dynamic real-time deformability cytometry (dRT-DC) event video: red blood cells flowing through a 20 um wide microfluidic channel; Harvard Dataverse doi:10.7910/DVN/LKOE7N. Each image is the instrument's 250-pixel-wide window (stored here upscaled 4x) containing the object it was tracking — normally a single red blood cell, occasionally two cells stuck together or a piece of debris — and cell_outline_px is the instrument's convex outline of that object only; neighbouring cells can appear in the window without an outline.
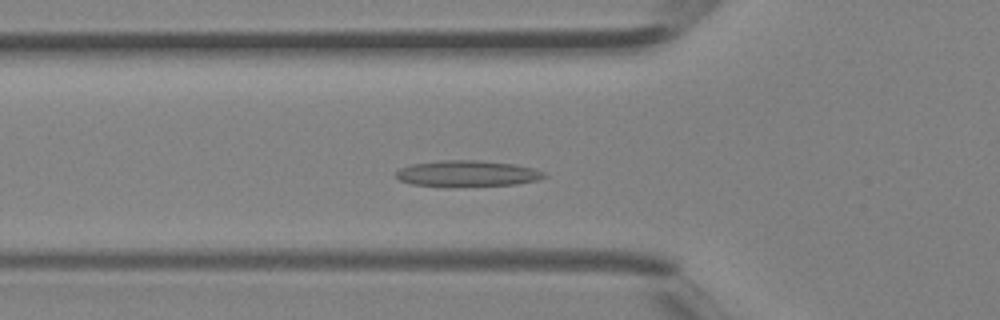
{"species": "Egyptian fruit bat (a non-hibernating species)", "species_latin": "Rousettus aegyptiacus", "temperature_condition": "room temperature", "stored_images_in_passage": 38, "camera_frame_rate_fps": 3000, "um_per_image_px": 0.085, "animal": {"sex": "female"}, "frame": {"image": 1, "passage_image": 11, "time_ms": 3.333, "image_size_px": [1000, 320], "cell_outline_px": [[548, 176], [536, 180], [516, 184], [448, 188], [412, 184], [400, 180], [396, 176], [396, 172], [400, 168], [412, 164], [444, 160], [476, 160], [512, 164], [532, 168], [544, 172]], "centroid_in_image_um": [39.69, 14.78], "position_along_channel_um": 86.1, "area_um2": 22.77}}
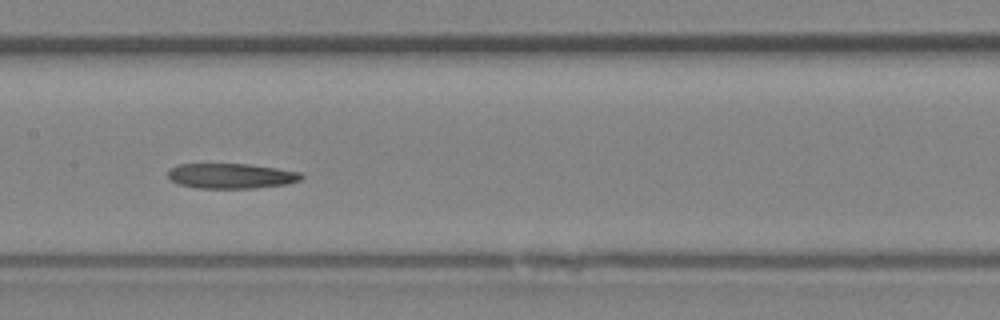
{"frame": {"image": 2, "passage_image": 17, "time_ms": 5.333, "image_size_px": [1000, 320], "cell_outline_px": [[304, 176], [300, 180], [288, 184], [256, 188], [196, 188], [180, 184], [172, 180], [168, 176], [168, 172], [176, 164], [248, 164], [276, 168], [300, 172]], "centroid_in_image_um": [19.67, 14.95], "position_along_channel_um": 187.7, "area_um2": 19.48}}
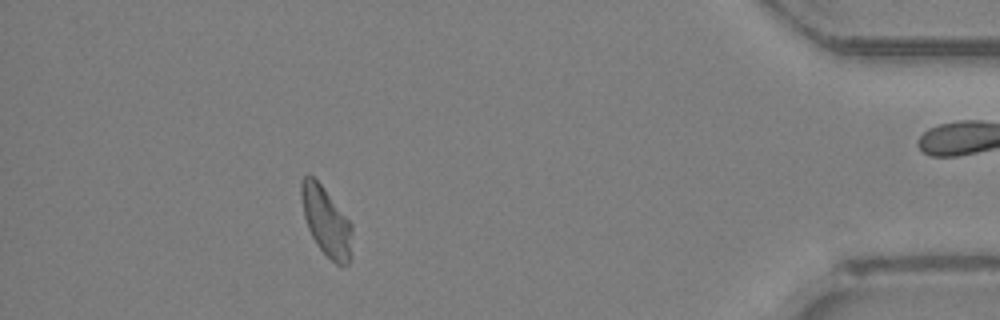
{"frame": {"image": 3, "passage_image": 33, "time_ms": 10.667, "image_size_px": [1000, 320], "cell_outline_px": [[352, 260], [348, 264], [336, 264], [316, 244], [308, 228], [304, 216], [300, 196], [300, 180], [308, 172], [324, 188], [352, 224]], "centroid_in_image_um": [27.73, 18.81], "position_along_channel_um": 407.5, "area_um2": 20.52}}